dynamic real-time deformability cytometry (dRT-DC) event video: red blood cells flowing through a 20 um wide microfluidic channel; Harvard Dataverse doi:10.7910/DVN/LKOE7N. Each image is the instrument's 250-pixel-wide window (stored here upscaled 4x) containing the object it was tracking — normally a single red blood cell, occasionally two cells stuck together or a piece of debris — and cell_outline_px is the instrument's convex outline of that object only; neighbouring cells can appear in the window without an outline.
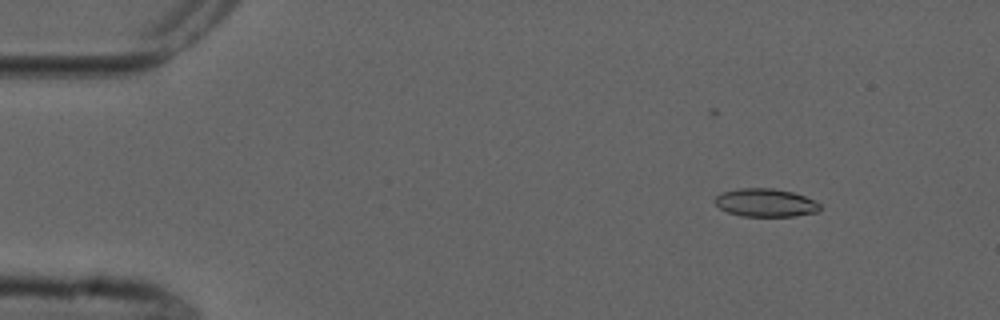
{"species": "common noctule bat (a hibernating species)", "species_latin": "Nyctalus noctula", "temperature_condition": "cold", "stored_images_in_passage": 6, "camera_frame_rate_fps": 3000, "um_per_image_px": 0.085, "animal": {"sex": "male", "forearm_length_mm": 52.5}, "frame": {"image": 1, "passage_image": 4, "time_ms": 3.333, "image_size_px": [1000, 320], "cell_outline_px": [[820, 212], [796, 216], [744, 216], [728, 212], [720, 208], [712, 200], [720, 192], [740, 188], [772, 188], [792, 192], [804, 196], [820, 204]], "centroid_in_image_um": [65.05, 17.23], "position_along_channel_um": 19.9, "area_um2": 17.28}}
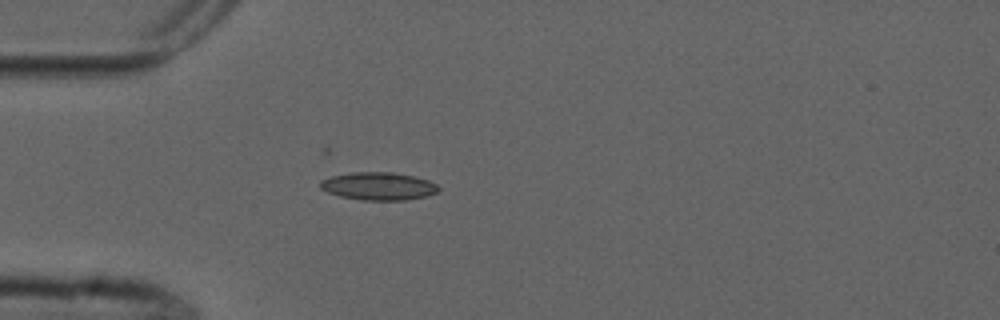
{"frame": {"image": 2, "passage_image": 6, "time_ms": 6.333, "image_size_px": [1000, 320], "cell_outline_px": [[440, 192], [424, 196], [404, 200], [364, 200], [340, 196], [328, 192], [320, 188], [320, 180], [332, 176], [352, 172], [392, 172], [412, 176], [428, 180], [436, 184], [440, 188]], "centroid_in_image_um": [32.17, 15.82], "position_along_channel_um": 52.8, "area_um2": 19.07}}